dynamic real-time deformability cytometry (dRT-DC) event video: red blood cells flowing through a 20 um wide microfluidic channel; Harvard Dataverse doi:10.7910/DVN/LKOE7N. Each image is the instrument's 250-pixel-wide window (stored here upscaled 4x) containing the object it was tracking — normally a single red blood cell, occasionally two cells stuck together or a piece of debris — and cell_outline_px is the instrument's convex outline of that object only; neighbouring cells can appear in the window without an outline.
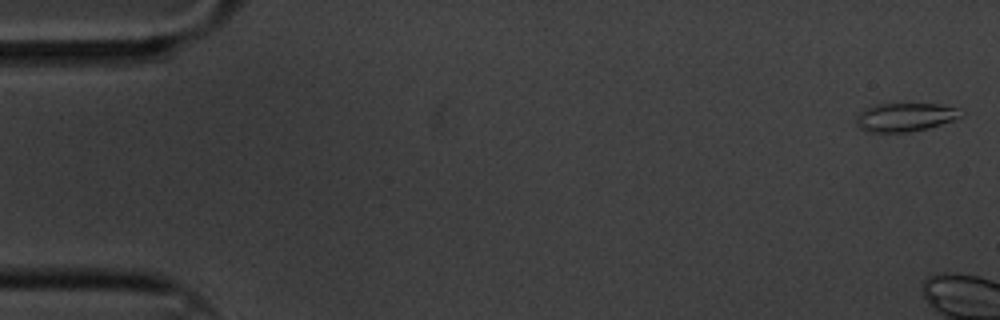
{"species": "common noctule bat (a hibernating species)", "species_latin": "Nyctalus noctula", "temperature_condition": "cold", "stored_images_in_passage": 3, "camera_frame_rate_fps": 3000, "um_per_image_px": 0.085, "animal": {"sex": "male", "body_mass_g": 20.1, "forearm_length_mm": 53.5}, "frame": {"image": 1, "passage_image": 1, "time_ms": 0.0, "image_size_px": [1000, 320], "cell_outline_px": [[964, 112], [960, 116], [952, 120], [928, 128], [908, 132], [868, 132], [860, 128], [856, 124], [856, 116], [864, 108], [876, 104], [940, 104], [960, 108]], "centroid_in_image_um": [76.92, 9.95], "position_along_channel_um": 8.1, "area_um2": 17.46}}